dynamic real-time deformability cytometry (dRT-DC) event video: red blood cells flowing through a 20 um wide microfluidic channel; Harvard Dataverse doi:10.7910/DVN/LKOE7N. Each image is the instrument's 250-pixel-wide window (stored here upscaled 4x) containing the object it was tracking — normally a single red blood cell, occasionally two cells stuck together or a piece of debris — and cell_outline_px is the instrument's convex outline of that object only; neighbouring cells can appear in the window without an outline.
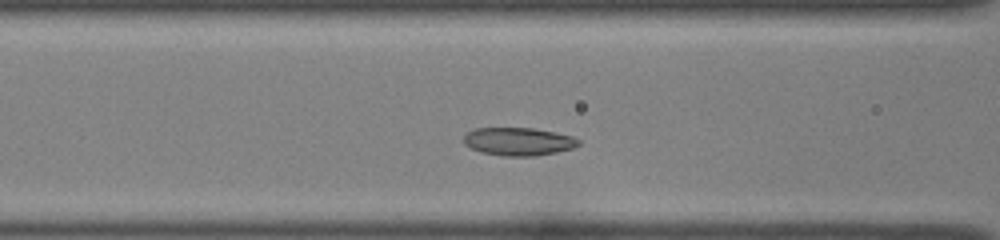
{"species": "common noctule bat (a hibernating species)", "species_latin": "Nyctalus noctula", "temperature_condition": "room temperature", "stored_images_in_passage": 37, "camera_frame_rate_fps": 3000, "um_per_image_px": 0.085, "animal": {"sex": "female", "body_mass_g": 22.0, "forearm_length_mm": 56.7}, "frame": {"image": 1, "passage_image": 9, "time_ms": 2.667, "image_size_px": [1000, 240], "cell_outline_px": [[580, 144], [572, 148], [556, 152], [536, 156], [504, 156], [484, 152], [472, 148], [464, 144], [464, 136], [468, 132], [476, 128], [532, 128], [572, 136], [580, 140]], "centroid_in_image_um": [44.08, 12.03], "position_along_channel_um": 122.5, "area_um2": 18.5}}
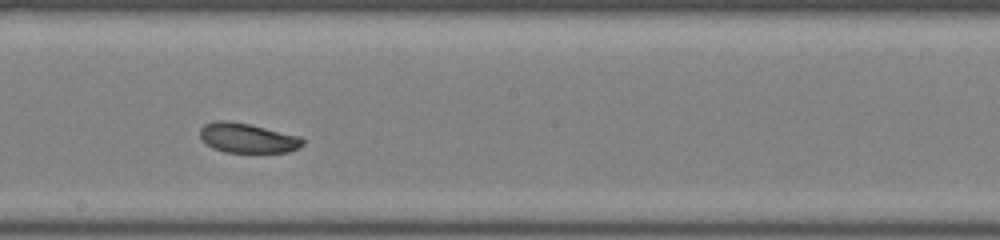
{"frame": {"image": 2, "passage_image": 17, "time_ms": 5.333, "image_size_px": [1000, 240], "cell_outline_px": [[304, 144], [288, 152], [224, 152], [212, 148], [200, 136], [200, 128], [204, 124], [212, 120], [228, 120], [248, 124], [300, 136], [304, 140]], "centroid_in_image_um": [21.01, 11.72], "position_along_channel_um": 227.2, "area_um2": 17.69}}
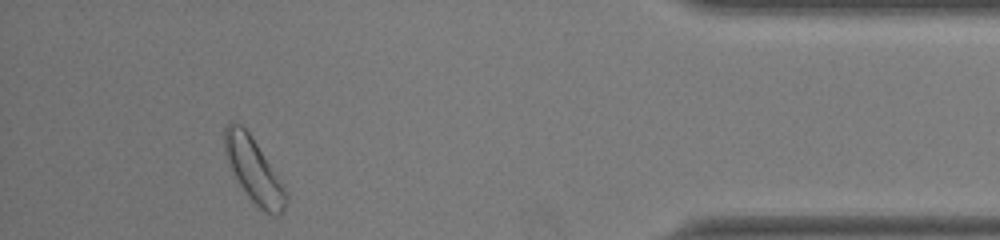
{"frame": {"image": 3, "passage_image": 34, "time_ms": 11.0, "image_size_px": [1000, 240], "cell_outline_px": [[288, 200], [280, 216], [276, 216], [264, 212], [248, 196], [240, 184], [228, 164], [224, 152], [224, 128], [232, 120], [240, 124], [248, 132], [284, 184], [288, 192]], "centroid_in_image_um": [21.59, 14.48], "position_along_channel_um": 413.6, "area_um2": 22.89}, "authors_computed_cell_mechanics": {"area_um2": 18.9584, "velocity_mm_per_s": 3.9369, "shape_relaxation_time_tau1_ms": 1.2363, "shape_relaxation_time_tau2_ms": 6.4909, "deformation_change_tau1": 0.054, "deformation_change_tau2": 0.1004}}